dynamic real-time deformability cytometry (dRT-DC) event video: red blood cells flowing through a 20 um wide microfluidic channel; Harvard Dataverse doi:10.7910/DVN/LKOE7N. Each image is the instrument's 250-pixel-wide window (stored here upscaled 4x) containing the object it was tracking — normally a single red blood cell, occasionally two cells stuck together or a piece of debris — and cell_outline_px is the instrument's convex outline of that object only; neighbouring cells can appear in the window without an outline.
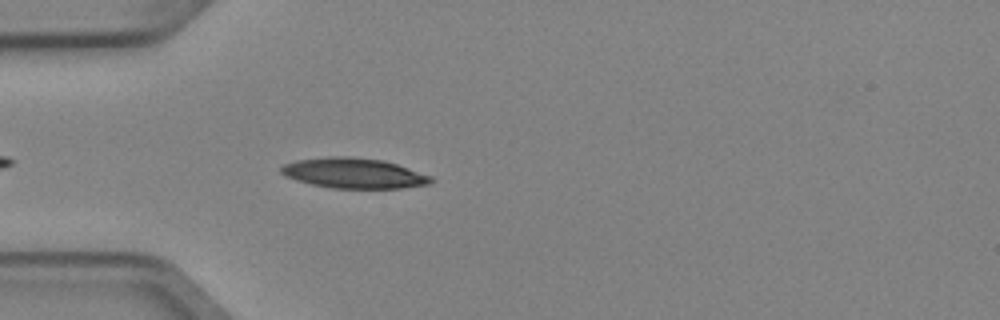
{"species": "Egyptian fruit bat (a non-hibernating species)", "species_latin": "Rousettus aegyptiacus", "temperature_condition": "cold", "stored_images_in_passage": 4, "camera_frame_rate_fps": 3000, "um_per_image_px": 0.085, "animal": {"sex": "female"}, "frame": {"image": 1, "passage_image": 4, "time_ms": 1.0, "image_size_px": [1000, 320], "cell_outline_px": [[436, 180], [428, 184], [400, 188], [332, 188], [312, 184], [296, 180], [280, 172], [280, 168], [284, 164], [296, 160], [332, 156], [348, 156], [384, 160], [432, 176]], "centroid_in_image_um": [30.09, 14.71], "position_along_channel_um": 54.9, "area_um2": 26.3}}